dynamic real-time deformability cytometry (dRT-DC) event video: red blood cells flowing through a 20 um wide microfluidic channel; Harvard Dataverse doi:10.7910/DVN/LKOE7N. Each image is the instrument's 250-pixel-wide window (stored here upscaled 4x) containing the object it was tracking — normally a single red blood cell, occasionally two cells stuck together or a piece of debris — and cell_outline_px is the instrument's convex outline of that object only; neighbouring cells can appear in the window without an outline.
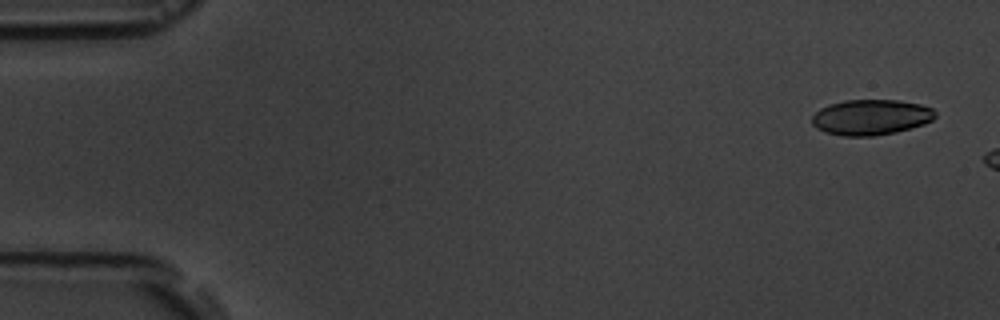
{"species": "common noctule bat (a hibernating species)", "species_latin": "Nyctalus noctula", "temperature_condition": "room temperature", "stored_images_in_passage": 3, "camera_frame_rate_fps": 3000, "um_per_image_px": 0.085, "animal": {"sex": "male", "body_mass_g": 19.5, "forearm_length_mm": 54.6}, "frame": {"image": 1, "passage_image": 1, "time_ms": 0.0, "image_size_px": [1000, 320], "cell_outline_px": [[936, 116], [932, 120], [924, 124], [896, 132], [876, 136], [844, 136], [824, 132], [816, 128], [812, 124], [812, 116], [820, 108], [828, 104], [844, 100], [900, 100], [920, 104], [932, 108], [936, 112]], "centroid_in_image_um": [74.02, 9.96], "position_along_channel_um": 11.0, "area_um2": 25.72}}